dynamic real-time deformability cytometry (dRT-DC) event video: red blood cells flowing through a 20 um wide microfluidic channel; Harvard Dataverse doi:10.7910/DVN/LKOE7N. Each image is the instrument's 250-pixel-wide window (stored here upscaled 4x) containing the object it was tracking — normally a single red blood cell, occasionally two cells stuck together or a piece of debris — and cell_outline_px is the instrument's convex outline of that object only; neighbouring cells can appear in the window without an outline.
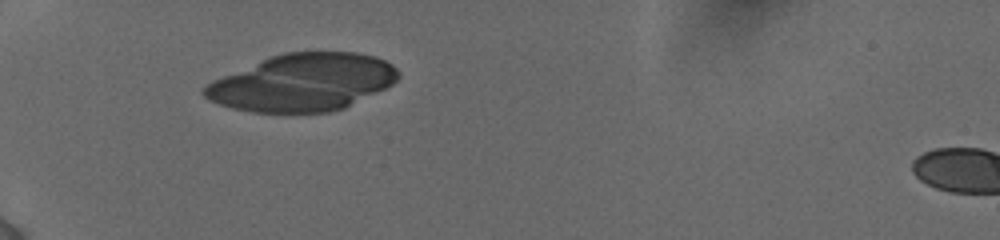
{"species": "human", "species_latin": "Homo sapiens", "temperature_condition": "cold", "stored_images_in_passage": 2, "camera_frame_rate_fps": 3000, "um_per_image_px": 0.085, "donor": {"sex": "female"}, "frame": {"image": 1, "passage_image": 1, "time_ms": 0.0, "image_size_px": [1000, 240], "cell_outline_px": [[400, 76], [392, 84], [344, 108], [328, 112], [252, 112], [232, 108], [208, 100], [200, 92], [200, 88], [212, 80], [272, 56], [284, 52], [356, 52], [376, 56], [392, 64], [400, 72]], "centroid_in_image_um": [25.7, 7.01], "position_along_channel_um": 59.3, "area_um2": 64.45}}